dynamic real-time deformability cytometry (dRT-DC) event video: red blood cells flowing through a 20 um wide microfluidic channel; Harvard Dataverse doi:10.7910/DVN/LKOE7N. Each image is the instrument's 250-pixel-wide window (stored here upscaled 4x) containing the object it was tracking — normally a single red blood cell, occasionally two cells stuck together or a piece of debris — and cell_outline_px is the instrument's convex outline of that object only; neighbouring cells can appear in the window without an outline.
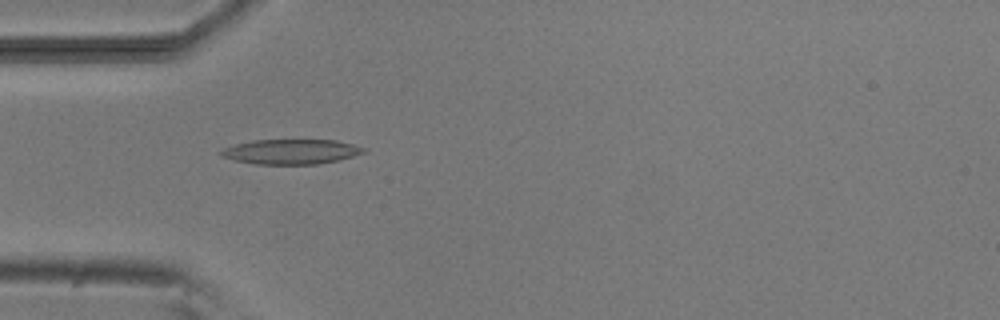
{"species": "common noctule bat (a hibernating species)", "species_latin": "Nyctalus noctula", "temperature_condition": "room temperature", "stored_images_in_passage": 8, "camera_frame_rate_fps": 3000, "um_per_image_px": 0.085, "animal": {"sex": "male", "body_mass_g": 20.5, "forearm_length_mm": 52.5}, "frame": {"image": 1, "passage_image": 4, "time_ms": 3.333, "image_size_px": [1000, 320], "cell_outline_px": [[368, 152], [336, 160], [316, 164], [256, 164], [236, 160], [220, 156], [216, 152], [224, 148], [236, 144], [252, 140], [336, 140], [368, 148]], "centroid_in_image_um": [24.74, 12.88], "position_along_channel_um": 60.3, "area_um2": 20.69}}
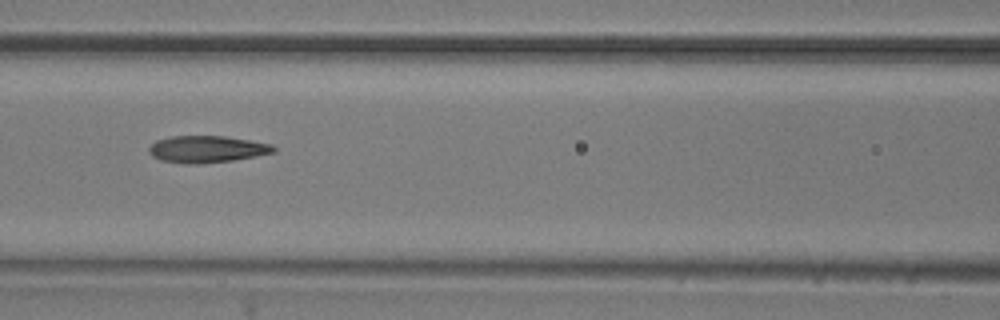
{"frame": {"image": 2, "passage_image": 6, "time_ms": 5.667, "image_size_px": [1000, 320], "cell_outline_px": [[276, 152], [256, 156], [232, 160], [200, 164], [184, 164], [160, 160], [152, 156], [148, 152], [148, 148], [156, 140], [172, 136], [224, 136], [272, 144], [276, 148]], "centroid_in_image_um": [17.57, 12.68], "position_along_channel_um": 149.0, "area_um2": 19.59}}
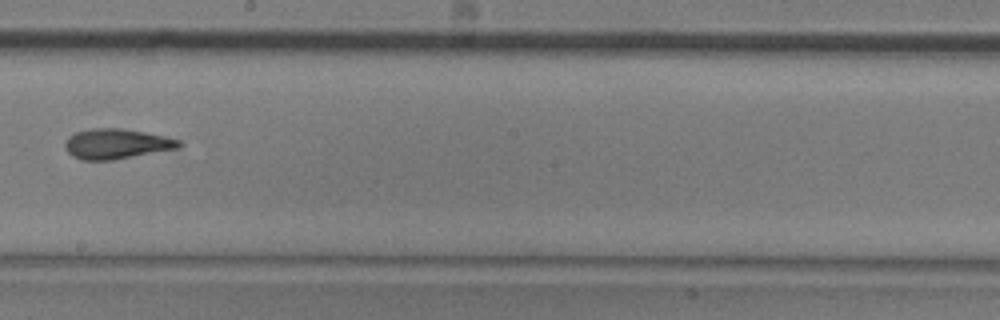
{"frame": {"image": 3, "passage_image": 8, "time_ms": 8.0, "image_size_px": [1000, 320], "cell_outline_px": [[184, 144], [180, 148], [112, 160], [80, 160], [72, 156], [64, 148], [64, 144], [68, 136], [76, 132], [92, 128], [120, 128], [144, 132], [164, 136], [180, 140]], "centroid_in_image_um": [9.9, 12.23], "position_along_channel_um": 238.3, "area_um2": 20.11}}